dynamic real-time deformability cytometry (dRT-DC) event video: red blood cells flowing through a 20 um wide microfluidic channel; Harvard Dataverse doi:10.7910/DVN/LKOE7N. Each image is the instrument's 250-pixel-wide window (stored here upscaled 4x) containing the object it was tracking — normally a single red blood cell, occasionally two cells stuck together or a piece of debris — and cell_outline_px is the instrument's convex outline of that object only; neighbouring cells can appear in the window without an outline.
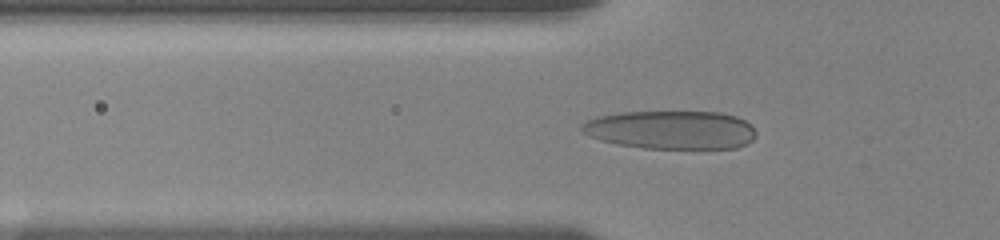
{"species": "human", "species_latin": "Homo sapiens", "temperature_condition": "room temperature", "stored_images_in_passage": 54, "camera_frame_rate_fps": 3000, "um_per_image_px": 0.085, "donor": {"sex": "female"}, "frame": {"image": 1, "passage_image": 18, "time_ms": 5.667, "image_size_px": [1000, 240], "cell_outline_px": [[756, 136], [748, 144], [736, 148], [644, 148], [620, 144], [600, 140], [588, 136], [580, 132], [580, 124], [596, 116], [620, 112], [720, 112], [736, 116], [752, 124], [756, 132]], "centroid_in_image_um": [57.03, 11.03], "position_along_channel_um": 68.8, "area_um2": 39.36}}
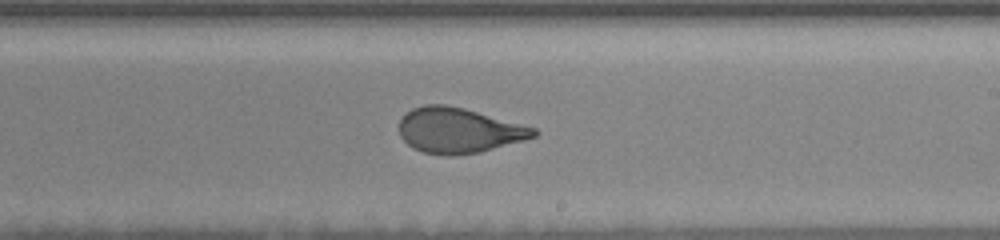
{"frame": {"image": 2, "passage_image": 33, "time_ms": 10.667, "image_size_px": [1000, 240], "cell_outline_px": [[540, 132], [536, 136], [524, 140], [480, 152], [452, 156], [448, 156], [424, 152], [412, 148], [400, 136], [400, 120], [412, 108], [424, 104], [444, 104], [464, 108], [536, 128]], "centroid_in_image_um": [39.0, 11.09], "position_along_channel_um": 250.0, "area_um2": 35.37}}
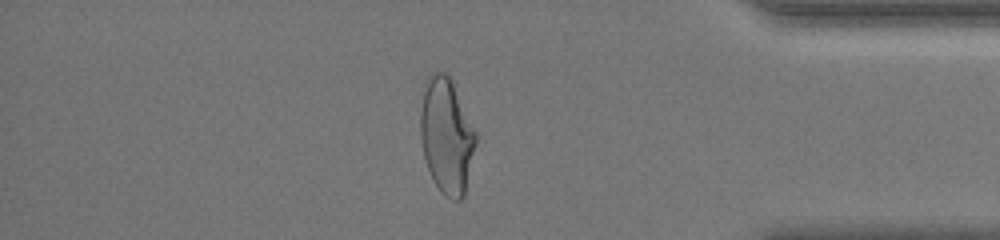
{"frame": {"image": 3, "passage_image": 47, "time_ms": 15.333, "image_size_px": [1000, 240], "cell_outline_px": [[476, 144], [464, 196], [460, 200], [452, 200], [444, 196], [440, 192], [432, 180], [424, 156], [420, 140], [420, 112], [424, 80], [432, 72], [444, 72], [452, 80], [476, 132]], "centroid_in_image_um": [37.94, 11.54], "position_along_channel_um": 397.3, "area_um2": 37.63}}